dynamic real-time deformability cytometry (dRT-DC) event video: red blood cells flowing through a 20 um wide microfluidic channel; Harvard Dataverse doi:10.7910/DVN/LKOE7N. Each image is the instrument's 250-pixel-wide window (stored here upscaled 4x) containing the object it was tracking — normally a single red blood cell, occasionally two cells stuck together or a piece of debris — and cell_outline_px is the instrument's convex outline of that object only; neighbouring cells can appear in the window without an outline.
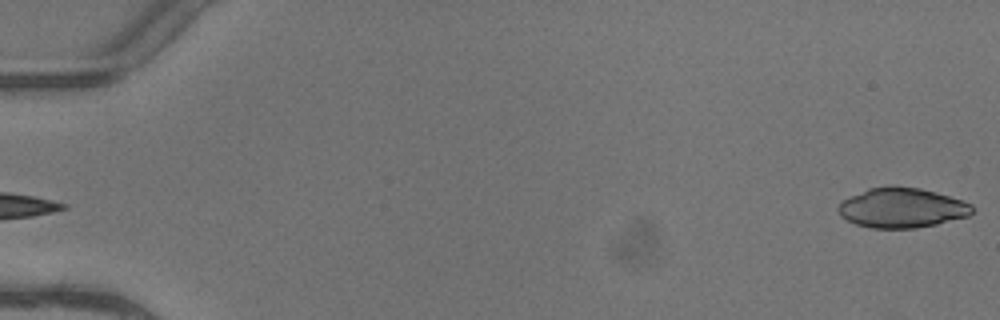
{"species": "common noctule bat (a hibernating species)", "species_latin": "Nyctalus noctula", "temperature_condition": "warm", "stored_images_in_passage": 3, "camera_frame_rate_fps": 3000, "um_per_image_px": 0.085, "animal": {"sex": "female"}, "frame": {"image": 1, "passage_image": 3, "time_ms": 0.667, "image_size_px": [1000, 320], "cell_outline_px": [[972, 212], [968, 216], [936, 224], [916, 228], [872, 228], [856, 224], [840, 216], [836, 208], [844, 200], [868, 188], [920, 188], [948, 196], [972, 204]], "centroid_in_image_um": [76.65, 17.7], "position_along_channel_um": 8.4, "area_um2": 30.29}}